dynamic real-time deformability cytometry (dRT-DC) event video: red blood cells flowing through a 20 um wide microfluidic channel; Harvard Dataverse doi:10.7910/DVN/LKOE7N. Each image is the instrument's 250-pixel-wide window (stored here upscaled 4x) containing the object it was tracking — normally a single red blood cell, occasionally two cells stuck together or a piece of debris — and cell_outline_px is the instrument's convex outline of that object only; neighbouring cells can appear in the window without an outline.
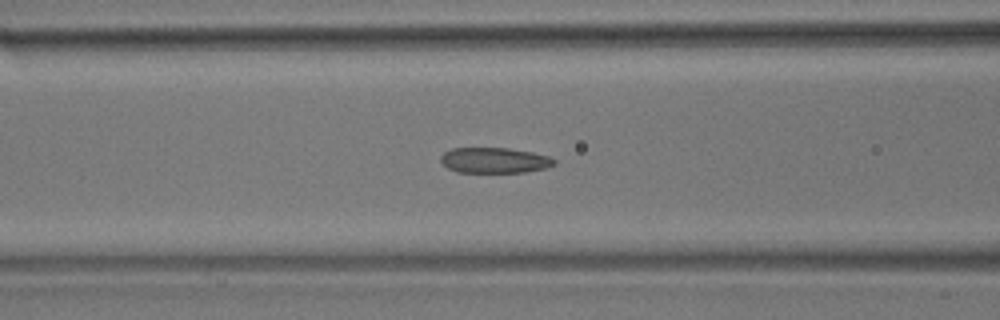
{"species": "common noctule bat (a hibernating species)", "species_latin": "Nyctalus noctula", "temperature_condition": "room temperature", "stored_images_in_passage": 31, "camera_frame_rate_fps": 3000, "um_per_image_px": 0.085, "animal": {"sex": "male", "body_mass_g": 17.9}, "frame": {"image": 1, "passage_image": 13, "time_ms": 4.0, "image_size_px": [1000, 320], "cell_outline_px": [[556, 164], [544, 168], [524, 172], [456, 172], [448, 168], [440, 160], [440, 156], [444, 152], [452, 148], [508, 148], [532, 152], [548, 156], [556, 160]], "centroid_in_image_um": [42.01, 13.62], "position_along_channel_um": 124.6, "area_um2": 16.82}}
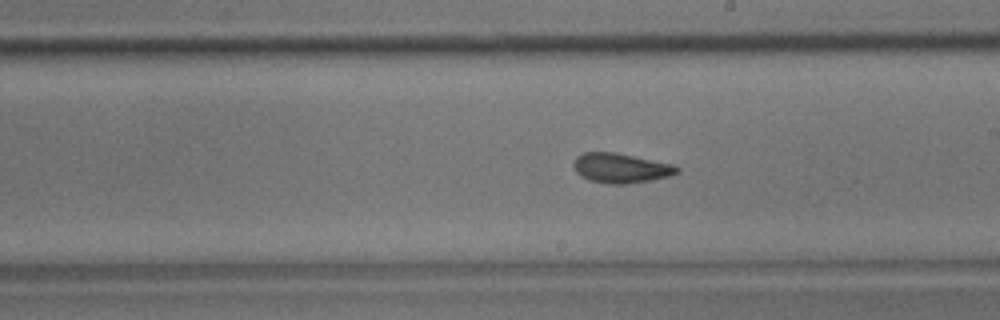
{"frame": {"image": 2, "passage_image": 22, "time_ms": 7.0, "image_size_px": [1000, 320], "cell_outline_px": [[680, 172], [668, 176], [652, 180], [624, 184], [608, 184], [588, 180], [580, 176], [576, 172], [572, 164], [576, 156], [584, 152], [612, 152], [672, 164], [680, 168]], "centroid_in_image_um": [52.73, 14.29], "position_along_channel_um": 236.3, "area_um2": 17.86}}
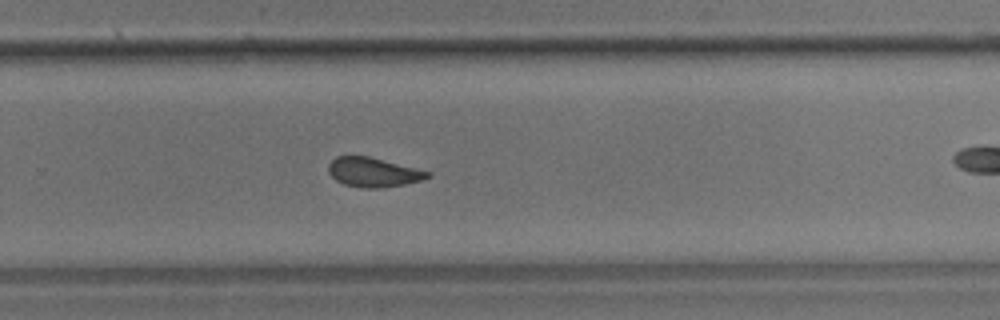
{"frame": {"image": 3, "passage_image": 27, "time_ms": 8.667, "image_size_px": [1000, 320], "cell_outline_px": [[432, 176], [420, 180], [404, 184], [384, 188], [364, 188], [344, 184], [336, 180], [328, 172], [328, 164], [336, 156], [368, 156], [432, 172]], "centroid_in_image_um": [31.73, 14.64], "position_along_channel_um": 298.1, "area_um2": 16.94}}